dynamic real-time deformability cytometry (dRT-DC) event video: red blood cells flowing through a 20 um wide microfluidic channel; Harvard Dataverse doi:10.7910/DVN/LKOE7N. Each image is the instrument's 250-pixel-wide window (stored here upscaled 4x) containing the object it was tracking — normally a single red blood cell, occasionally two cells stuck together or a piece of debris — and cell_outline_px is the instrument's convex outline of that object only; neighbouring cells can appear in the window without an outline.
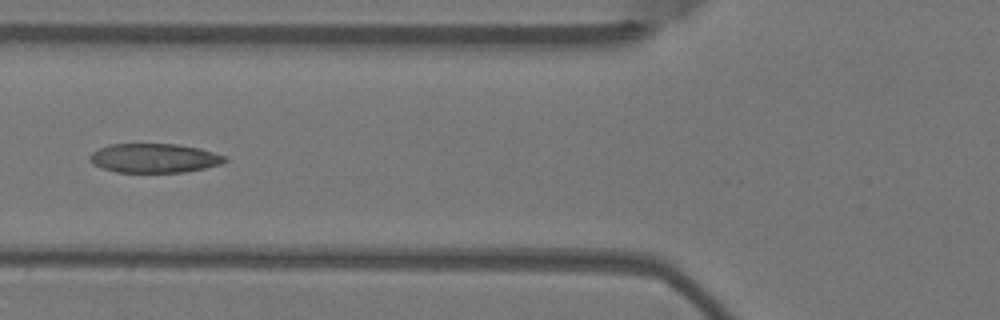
{"species": "Egyptian fruit bat (a non-hibernating species)", "species_latin": "Rousettus aegyptiacus", "temperature_condition": "warm", "stored_images_in_passage": 5, "camera_frame_rate_fps": 3000, "um_per_image_px": 0.085, "animal": {"sex": "female"}, "frame": {"image": 1, "passage_image": 5, "time_ms": 1.333, "image_size_px": [1000, 320], "cell_outline_px": [[228, 160], [220, 164], [204, 168], [184, 172], [116, 172], [92, 164], [88, 160], [88, 156], [92, 152], [108, 144], [176, 144], [200, 148], [224, 156]], "centroid_in_image_um": [13.07, 13.44], "position_along_channel_um": 112.7, "area_um2": 22.89}}